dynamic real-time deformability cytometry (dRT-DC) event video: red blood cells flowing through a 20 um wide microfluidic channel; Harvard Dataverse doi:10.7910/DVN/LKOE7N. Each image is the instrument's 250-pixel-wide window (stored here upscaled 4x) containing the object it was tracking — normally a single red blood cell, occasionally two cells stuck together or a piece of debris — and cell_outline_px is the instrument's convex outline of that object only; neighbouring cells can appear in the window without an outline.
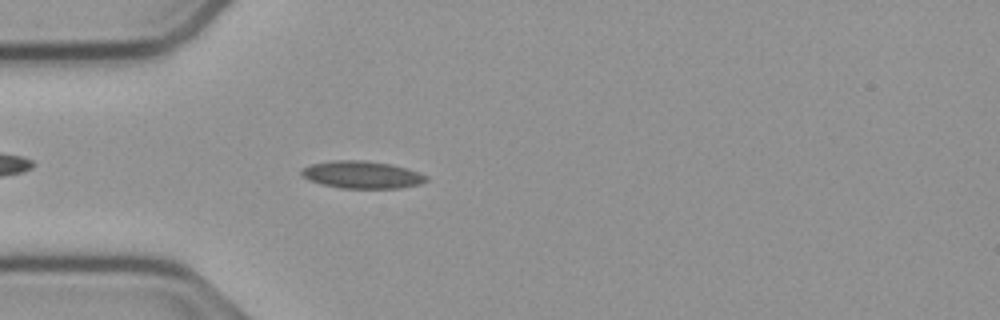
{"species": "common noctule bat (a hibernating species)", "species_latin": "Nyctalus noctula", "temperature_condition": "cold", "stored_images_in_passage": 46, "camera_frame_rate_fps": 3000, "um_per_image_px": 0.085, "animal": {"sex": "male", "body_mass_g": 23.1, "forearm_length_mm": 52.7}, "frame": {"image": 1, "passage_image": 7, "time_ms": 2.0, "image_size_px": [1000, 320], "cell_outline_px": [[428, 180], [420, 184], [400, 188], [340, 188], [320, 184], [308, 180], [300, 176], [300, 168], [312, 164], [336, 160], [360, 160], [388, 164], [404, 168], [428, 176]], "centroid_in_image_um": [30.69, 14.86], "position_along_channel_um": 54.3, "area_um2": 19.83}}
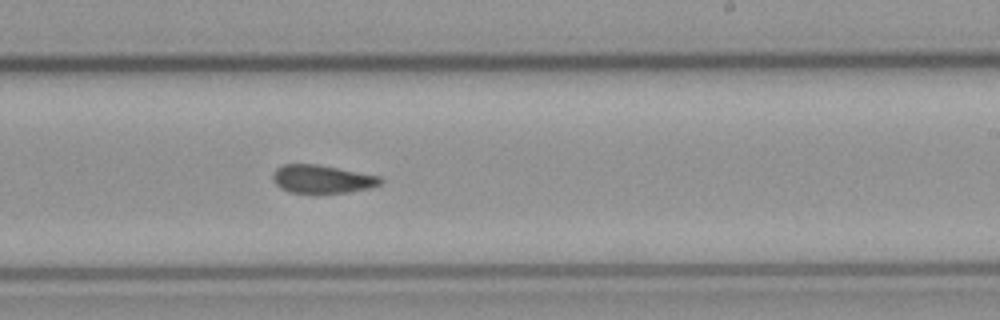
{"frame": {"image": 2, "passage_image": 24, "time_ms": 7.667, "image_size_px": [1000, 320], "cell_outline_px": [[384, 180], [380, 184], [368, 188], [348, 192], [288, 192], [280, 188], [272, 180], [272, 176], [276, 168], [284, 164], [316, 164], [380, 176]], "centroid_in_image_um": [27.35, 15.21], "position_along_channel_um": 261.6, "area_um2": 17.46}}
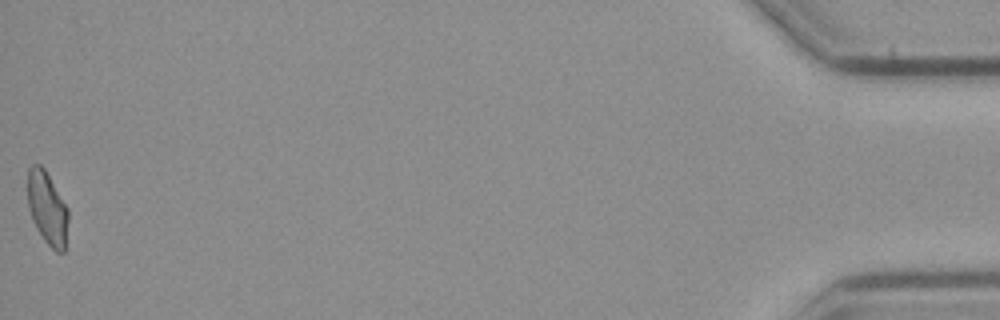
{"frame": {"image": 3, "passage_image": 46, "time_ms": 15.0, "image_size_px": [1000, 320], "cell_outline_px": [[68, 220], [64, 252], [56, 252], [44, 240], [36, 228], [28, 208], [28, 168], [32, 164], [40, 164], [44, 168], [68, 208]], "centroid_in_image_um": [4.01, 17.69], "position_along_channel_um": 431.2, "area_um2": 17.17}, "authors_computed_cell_mechanics": {"area_um2": 18.1492, "velocity_mm_per_s": 3.7587, "shape_relaxation_time_tau1_ms": null, "shape_relaxation_time_tau2_ms": 5.6459, "deformation_change_tau1": null, "deformation_change_tau2": 0.1096}}